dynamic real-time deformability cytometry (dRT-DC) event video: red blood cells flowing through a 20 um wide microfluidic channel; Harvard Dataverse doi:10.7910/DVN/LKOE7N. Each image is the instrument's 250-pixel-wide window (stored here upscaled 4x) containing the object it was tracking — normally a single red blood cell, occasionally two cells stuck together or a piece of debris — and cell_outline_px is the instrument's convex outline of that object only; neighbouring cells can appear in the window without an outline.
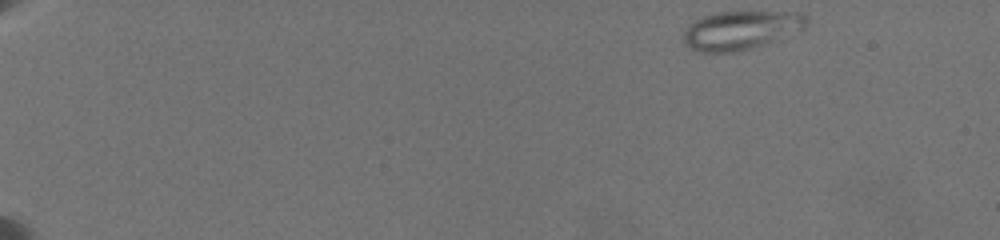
{"species": "common noctule bat (a hibernating species)", "species_latin": "Nyctalus noctula", "temperature_condition": "warm", "stored_images_in_passage": 59, "camera_frame_rate_fps": 3000, "um_per_image_px": 0.085, "animal": {"sex": "female", "body_mass_g": 19.5, "forearm_length_mm": 54.1}, "frame": {"image": 1, "passage_image": 1, "time_ms": 0.0, "image_size_px": [1000, 240], "cell_outline_px": [[808, 24], [800, 32], [764, 44], [732, 52], [696, 52], [688, 48], [680, 40], [684, 32], [696, 20], [704, 16], [720, 12], [796, 12], [808, 16]], "centroid_in_image_um": [62.99, 2.57], "position_along_channel_um": 22.0, "area_um2": 27.8}}
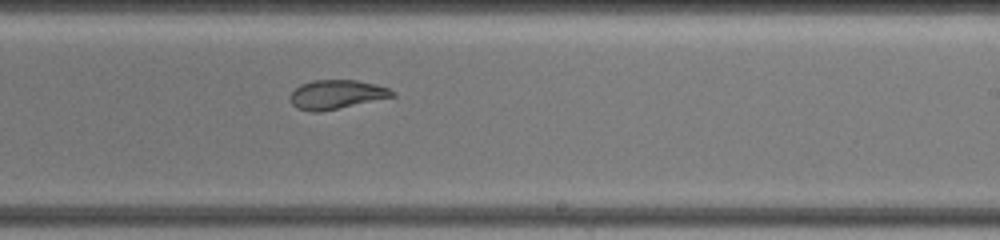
{"frame": {"image": 2, "passage_image": 40, "time_ms": 11.0, "image_size_px": [1000, 240], "cell_outline_px": [[396, 96], [316, 112], [312, 112], [296, 108], [292, 104], [292, 92], [300, 84], [312, 80], [356, 80], [376, 84], [388, 88], [396, 92]], "centroid_in_image_um": [28.62, 8.01], "position_along_channel_um": 260.4, "area_um2": 16.99}}
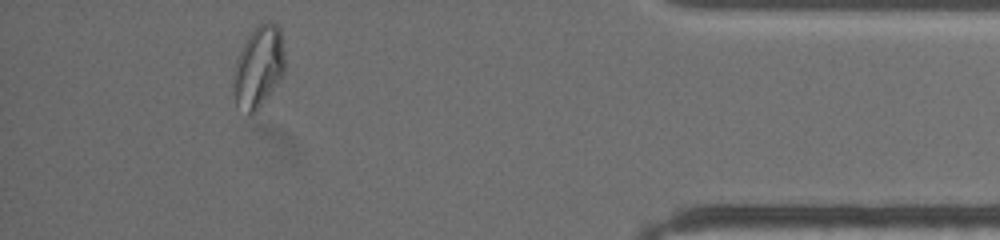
{"frame": {"image": 3, "passage_image": 54, "time_ms": 16.333, "image_size_px": [1000, 240], "cell_outline_px": [[284, 72], [256, 112], [248, 116], [236, 104], [232, 84], [240, 52], [248, 36], [260, 24], [268, 20], [276, 24], [280, 28], [284, 52]], "centroid_in_image_um": [21.98, 5.7], "position_along_channel_um": 413.2, "area_um2": 23.93}, "authors_computed_cell_mechanics": {"area_um2": 21.7328, "velocity_mm_per_s": 3.5779, "shape_relaxation_time_tau1_ms": null, "shape_relaxation_time_tau2_ms": 1.6931, "deformation_change_tau1": null, "deformation_change_tau2": 0.074}}